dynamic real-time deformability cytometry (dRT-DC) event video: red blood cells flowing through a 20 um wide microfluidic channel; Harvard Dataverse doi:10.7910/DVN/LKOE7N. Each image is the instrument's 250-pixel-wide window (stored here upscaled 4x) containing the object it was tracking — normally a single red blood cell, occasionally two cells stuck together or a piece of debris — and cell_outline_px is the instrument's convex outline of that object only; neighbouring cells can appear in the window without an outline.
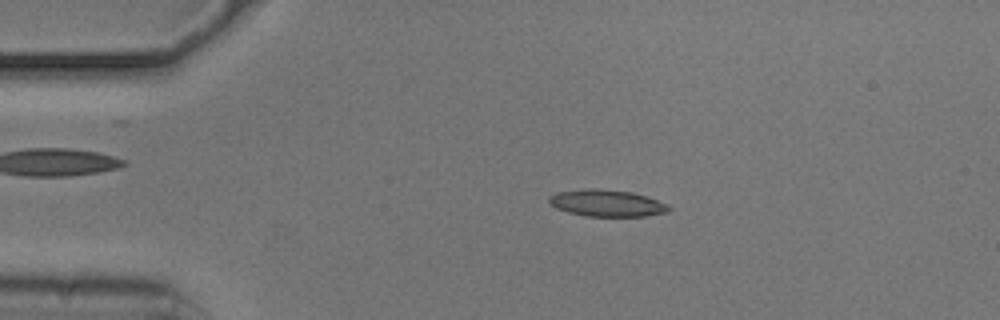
{"species": "common noctule bat (a hibernating species)", "species_latin": "Nyctalus noctula", "temperature_condition": "cold", "stored_images_in_passage": 53, "camera_frame_rate_fps": 3000, "um_per_image_px": 0.085, "animal": {"sex": "male", "body_mass_g": 20.5, "forearm_length_mm": 52.5}, "frame": {"image": 1, "passage_image": 10, "time_ms": 3.0, "image_size_px": [1000, 320], "cell_outline_px": [[672, 208], [668, 212], [644, 216], [584, 216], [568, 212], [556, 208], [548, 200], [548, 196], [556, 192], [588, 188], [600, 188], [632, 192], [668, 204]], "centroid_in_image_um": [51.56, 17.26], "position_along_channel_um": 33.4, "area_um2": 18.73}}
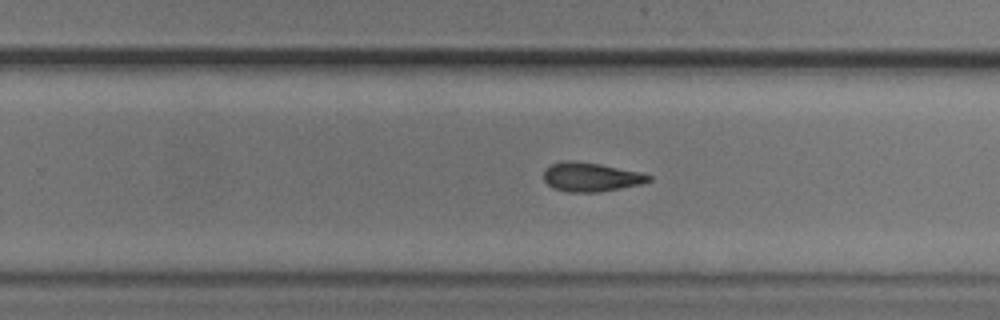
{"frame": {"image": 2, "passage_image": 33, "time_ms": 10.667, "image_size_px": [1000, 320], "cell_outline_px": [[652, 180], [640, 184], [600, 192], [568, 192], [552, 188], [544, 180], [544, 168], [560, 160], [576, 160], [600, 164], [640, 172], [652, 176]], "centroid_in_image_um": [50.19, 15.03], "position_along_channel_um": 279.6, "area_um2": 17.92}}
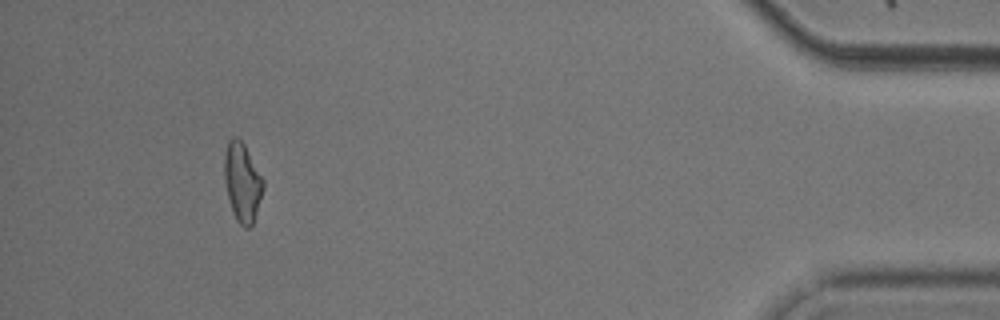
{"frame": {"image": 3, "passage_image": 49, "time_ms": 16.0, "image_size_px": [1000, 320], "cell_outline_px": [[264, 188], [252, 224], [248, 228], [244, 228], [236, 220], [232, 212], [224, 180], [224, 152], [228, 140], [232, 136], [236, 136], [244, 144], [264, 180]], "centroid_in_image_um": [20.58, 15.47], "position_along_channel_um": 414.6, "area_um2": 17.86}, "authors_computed_cell_mechanics": {"area_um2": 17.9758, "velocity_mm_per_s": 3.7535, "shape_relaxation_time_tau1_ms": null, "shape_relaxation_time_tau2_ms": 4.9945, "deformation_change_tau1": null, "deformation_change_tau2": 0.141}}